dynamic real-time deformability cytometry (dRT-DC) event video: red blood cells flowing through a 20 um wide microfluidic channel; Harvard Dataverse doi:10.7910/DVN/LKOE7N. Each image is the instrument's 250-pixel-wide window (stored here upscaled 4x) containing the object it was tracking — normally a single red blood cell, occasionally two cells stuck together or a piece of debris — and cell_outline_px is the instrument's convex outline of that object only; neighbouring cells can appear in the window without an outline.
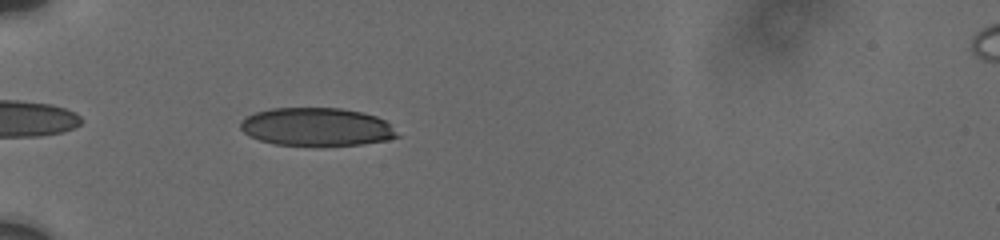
{"species": "human", "species_latin": "Homo sapiens", "temperature_condition": "cold", "stored_images_in_passage": 14, "camera_frame_rate_fps": 3000, "um_per_image_px": 0.085, "donor": {"sex": "male"}, "frame": {"image": 1, "passage_image": 1, "time_ms": 0.0, "image_size_px": [1000, 240], "cell_outline_px": [[400, 136], [388, 140], [364, 144], [276, 144], [260, 140], [248, 136], [240, 128], [240, 120], [256, 112], [272, 108], [340, 108], [360, 112], [376, 116], [384, 120]], "centroid_in_image_um": [26.89, 10.77], "position_along_channel_um": 58.1, "area_um2": 34.28}}
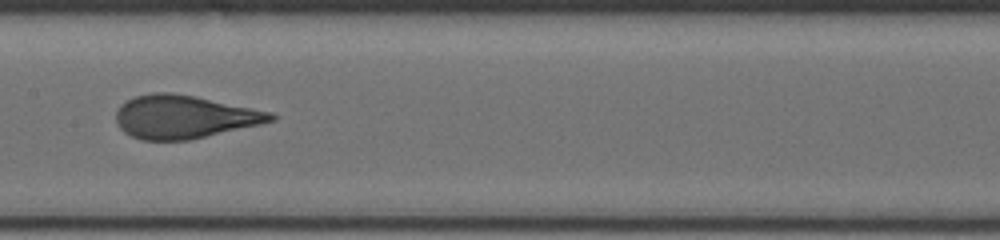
{"frame": {"image": 2, "passage_image": 7, "time_ms": 4.0, "image_size_px": [1000, 240], "cell_outline_px": [[276, 120], [260, 124], [188, 140], [140, 140], [124, 132], [116, 124], [116, 112], [120, 104], [136, 96], [152, 92], [172, 92], [196, 96], [272, 112], [276, 116]], "centroid_in_image_um": [15.63, 9.92], "position_along_channel_um": 191.8, "area_um2": 38.9}}
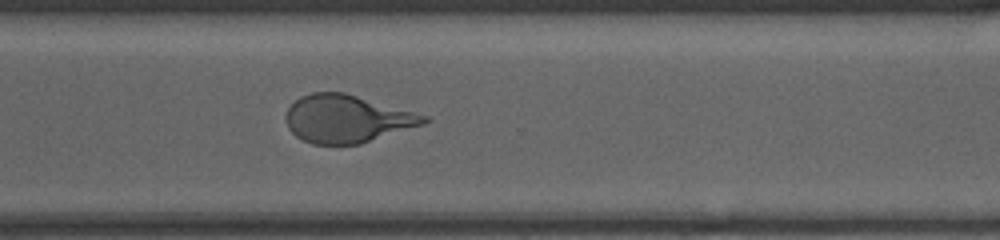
{"frame": {"image": 3, "passage_image": 14, "time_ms": 8.0, "image_size_px": [1000, 240], "cell_outline_px": [[432, 120], [424, 124], [360, 144], [312, 144], [296, 136], [288, 128], [284, 116], [288, 108], [300, 96], [312, 92], [344, 92], [428, 116]], "centroid_in_image_um": [29.47, 10.1], "position_along_channel_um": 341.1, "area_um2": 38.26}}